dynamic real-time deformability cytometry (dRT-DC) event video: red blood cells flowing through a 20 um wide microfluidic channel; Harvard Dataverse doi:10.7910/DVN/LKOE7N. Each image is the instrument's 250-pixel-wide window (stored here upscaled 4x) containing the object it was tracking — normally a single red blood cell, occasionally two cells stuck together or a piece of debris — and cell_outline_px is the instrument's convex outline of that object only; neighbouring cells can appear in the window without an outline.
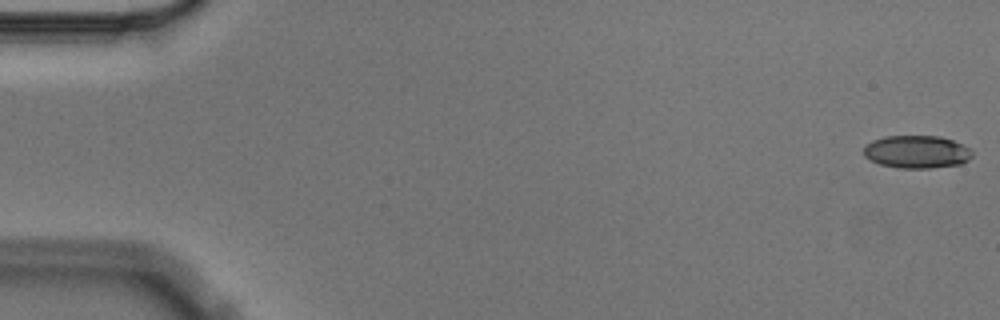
{"species": "Egyptian fruit bat (a non-hibernating species)", "species_latin": "Rousettus aegyptiacus", "temperature_condition": "cold", "stored_images_in_passage": 4, "camera_frame_rate_fps": 3000, "um_per_image_px": 0.085, "animal": {"sex": "male"}, "frame": {"image": 1, "passage_image": 1, "time_ms": 0.0, "image_size_px": [1000, 320], "cell_outline_px": [[972, 156], [968, 160], [960, 164], [932, 168], [900, 168], [880, 164], [864, 156], [864, 148], [872, 140], [884, 136], [940, 136], [952, 140], [968, 148], [972, 152]], "centroid_in_image_um": [77.92, 12.9], "position_along_channel_um": 7.1, "area_um2": 20.58}}
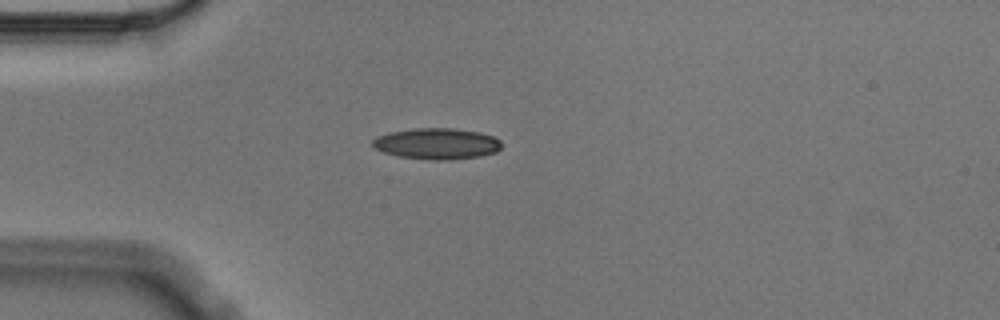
{"frame": {"image": 2, "passage_image": 4, "time_ms": 1.0, "image_size_px": [1000, 320], "cell_outline_px": [[500, 148], [496, 152], [480, 156], [448, 160], [428, 160], [400, 156], [384, 152], [376, 148], [372, 144], [372, 140], [376, 136], [388, 132], [416, 128], [452, 128], [480, 132], [492, 136], [500, 140]], "centroid_in_image_um": [37.12, 12.21], "position_along_channel_um": 47.9, "area_um2": 23.35}}